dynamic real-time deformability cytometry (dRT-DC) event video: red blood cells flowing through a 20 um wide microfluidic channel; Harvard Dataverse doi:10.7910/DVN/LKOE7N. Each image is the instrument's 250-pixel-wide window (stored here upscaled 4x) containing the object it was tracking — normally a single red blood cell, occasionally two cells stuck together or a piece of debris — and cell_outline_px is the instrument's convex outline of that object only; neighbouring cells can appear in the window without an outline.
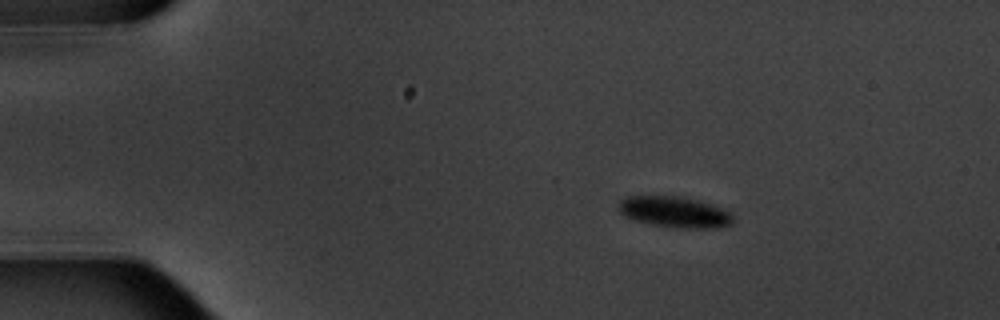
{"species": "common noctule bat (a hibernating species)", "species_latin": "Nyctalus noctula", "temperature_condition": "warm", "stored_images_in_passage": 4, "camera_frame_rate_fps": 3000, "um_per_image_px": 0.085, "animal": {"sex": "male", "body_mass_g": 20.1, "forearm_length_mm": 53.5}, "frame": {"image": 1, "passage_image": 2, "time_ms": 2.0, "image_size_px": [1000, 320], "cell_outline_px": [[732, 224], [712, 228], [676, 228], [652, 224], [636, 220], [624, 216], [620, 212], [616, 204], [620, 200], [628, 196], [676, 196], [696, 200], [712, 204], [728, 212], [732, 216]], "centroid_in_image_um": [57.29, 18.02], "position_along_channel_um": 27.7, "area_um2": 20.46}}